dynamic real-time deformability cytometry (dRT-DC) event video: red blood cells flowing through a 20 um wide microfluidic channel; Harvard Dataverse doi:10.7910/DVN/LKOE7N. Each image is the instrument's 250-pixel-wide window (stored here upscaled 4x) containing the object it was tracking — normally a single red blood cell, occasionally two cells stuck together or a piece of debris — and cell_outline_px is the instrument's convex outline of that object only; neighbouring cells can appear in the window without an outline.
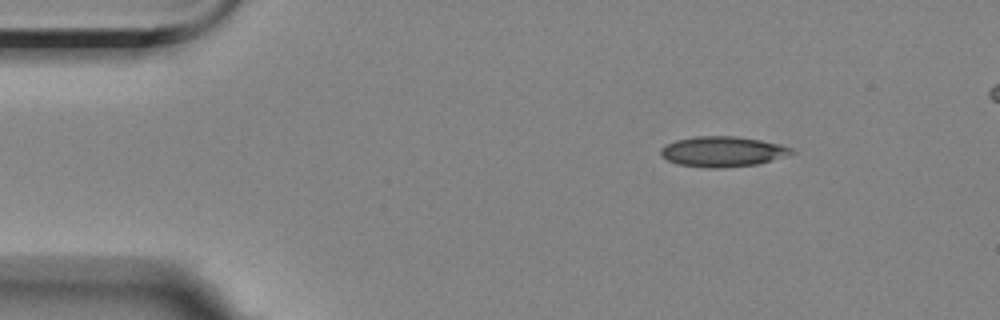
{"species": "Egyptian fruit bat (a non-hibernating species)", "species_latin": "Rousettus aegyptiacus", "temperature_condition": "room temperature", "stored_images_in_passage": 4, "segment_of_instrument_passage": [1, 2], "camera_frame_rate_fps": 3000, "um_per_image_px": 0.085, "animal": {"sex": "female"}, "frame": {"image": 1, "passage_image": 1, "time_ms": 0.0, "image_size_px": [1000, 320], "cell_outline_px": [[796, 152], [788, 156], [756, 164], [720, 168], [704, 168], [676, 164], [660, 156], [660, 148], [676, 140], [696, 136], [736, 136], [760, 140], [780, 144], [792, 148]], "centroid_in_image_um": [61.42, 12.89], "position_along_channel_um": 23.6, "area_um2": 23.24}}